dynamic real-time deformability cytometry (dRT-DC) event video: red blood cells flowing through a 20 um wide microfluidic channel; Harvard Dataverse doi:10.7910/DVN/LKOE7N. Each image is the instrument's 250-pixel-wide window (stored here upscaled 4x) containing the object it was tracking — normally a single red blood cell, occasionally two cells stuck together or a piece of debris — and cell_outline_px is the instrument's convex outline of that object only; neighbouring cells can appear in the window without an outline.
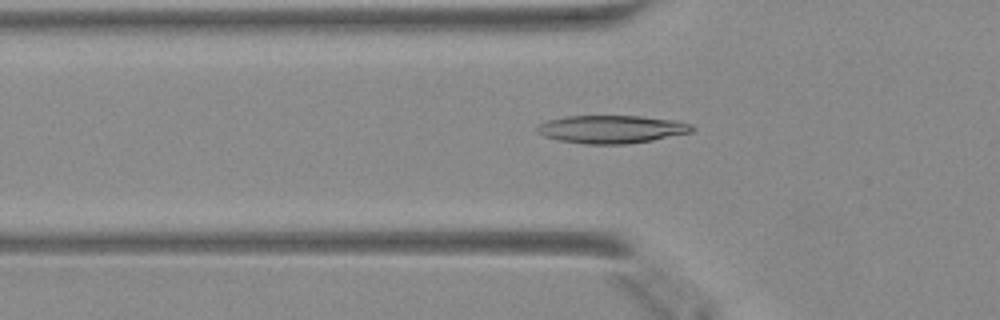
{"species": "Egyptian fruit bat (a non-hibernating species)", "species_latin": "Rousettus aegyptiacus", "temperature_condition": "warm", "stored_images_in_passage": 49, "camera_frame_rate_fps": 3000, "um_per_image_px": 0.085, "animal": {"sex": "female"}, "frame": {"image": 1, "passage_image": 17, "time_ms": 5.333, "image_size_px": [1000, 320], "cell_outline_px": [[696, 128], [692, 132], [652, 140], [624, 144], [584, 144], [560, 140], [544, 136], [536, 128], [540, 124], [548, 120], [564, 116], [640, 116], [672, 120], [692, 124]], "centroid_in_image_um": [52.01, 10.98], "position_along_channel_um": 73.8, "area_um2": 25.03}}
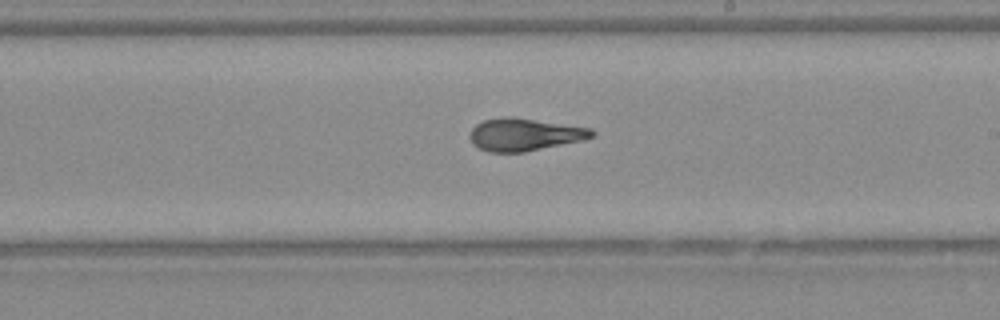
{"frame": {"image": 2, "passage_image": 29, "time_ms": 9.333, "image_size_px": [1000, 320], "cell_outline_px": [[596, 132], [592, 136], [584, 140], [524, 152], [488, 152], [472, 144], [468, 136], [472, 128], [476, 124], [484, 120], [504, 116], [512, 116], [592, 128]], "centroid_in_image_um": [44.57, 11.43], "position_along_channel_um": 244.4, "area_um2": 23.29}}
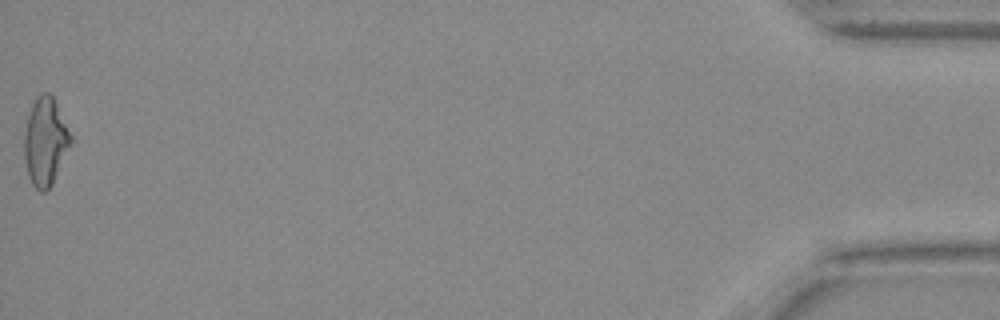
{"frame": {"image": 3, "passage_image": 49, "time_ms": 16.0, "image_size_px": [1000, 320], "cell_outline_px": [[72, 140], [52, 184], [44, 192], [40, 192], [32, 184], [28, 176], [24, 156], [24, 136], [28, 116], [32, 104], [36, 96], [44, 92], [48, 92], [52, 96], [72, 136]], "centroid_in_image_um": [3.83, 12.03], "position_along_channel_um": 431.4, "area_um2": 23.41}}